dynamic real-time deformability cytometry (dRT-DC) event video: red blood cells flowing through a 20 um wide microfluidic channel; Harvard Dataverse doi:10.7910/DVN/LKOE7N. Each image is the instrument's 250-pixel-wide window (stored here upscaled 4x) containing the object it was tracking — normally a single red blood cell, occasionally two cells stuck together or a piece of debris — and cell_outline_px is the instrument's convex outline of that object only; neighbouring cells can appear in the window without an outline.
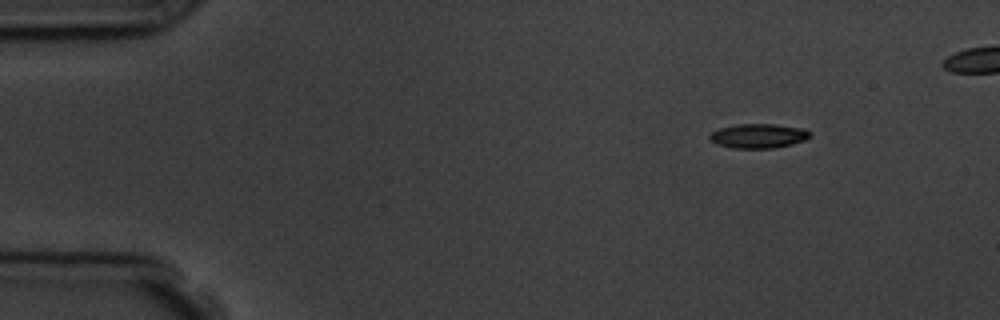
{"species": "common noctule bat (a hibernating species)", "species_latin": "Nyctalus noctula", "temperature_condition": "room temperature", "stored_images_in_passage": 9, "camera_frame_rate_fps": 3000, "um_per_image_px": 0.085, "animal": {"sex": "male", "body_mass_g": 19.5, "forearm_length_mm": 54.6}, "frame": {"image": 1, "passage_image": 1, "time_ms": 0.0, "image_size_px": [1000, 320], "cell_outline_px": [[812, 132], [804, 140], [792, 144], [772, 148], [732, 148], [716, 144], [708, 136], [712, 132], [720, 128], [736, 124], [776, 124], [804, 128]], "centroid_in_image_um": [64.47, 11.54], "position_along_channel_um": 20.5, "area_um2": 14.22}}
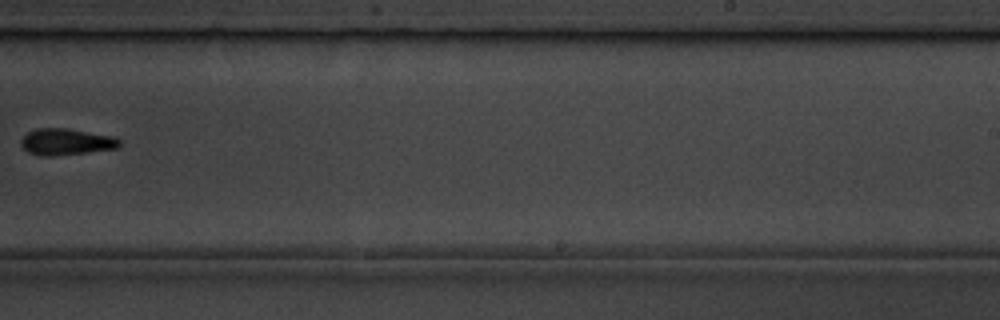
{"frame": {"image": 2, "passage_image": 9, "time_ms": 9.333, "image_size_px": [1000, 320], "cell_outline_px": [[120, 144], [116, 148], [88, 152], [52, 156], [40, 156], [28, 152], [20, 144], [20, 140], [28, 132], [36, 128], [68, 128], [116, 136], [120, 140]], "centroid_in_image_um": [5.62, 12.04], "position_along_channel_um": 283.4, "area_um2": 15.32}}